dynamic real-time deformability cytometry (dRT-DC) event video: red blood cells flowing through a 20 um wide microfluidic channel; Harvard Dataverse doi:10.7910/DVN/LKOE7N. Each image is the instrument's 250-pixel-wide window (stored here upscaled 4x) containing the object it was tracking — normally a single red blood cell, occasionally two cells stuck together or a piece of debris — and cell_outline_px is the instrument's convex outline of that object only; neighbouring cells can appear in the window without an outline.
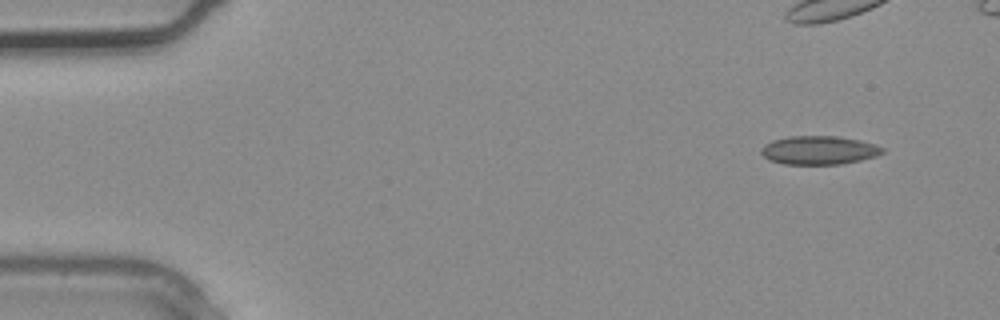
{"species": "common noctule bat (a hibernating species)", "species_latin": "Nyctalus noctula", "temperature_condition": "warm", "stored_images_in_passage": 5, "segment_of_instrument_passage": [1, 2], "camera_frame_rate_fps": 3000, "um_per_image_px": 0.085, "animal": {"sex": "male", "body_mass_g": 20.4}, "frame": {"image": 1, "passage_image": 1, "time_ms": 0.0, "image_size_px": [1000, 320], "cell_outline_px": [[884, 152], [876, 156], [860, 160], [840, 164], [784, 164], [768, 160], [760, 152], [760, 148], [764, 144], [772, 140], [792, 136], [836, 136], [860, 140], [876, 144], [884, 148]], "centroid_in_image_um": [69.6, 12.76], "position_along_channel_um": 15.4, "area_um2": 20.29}}
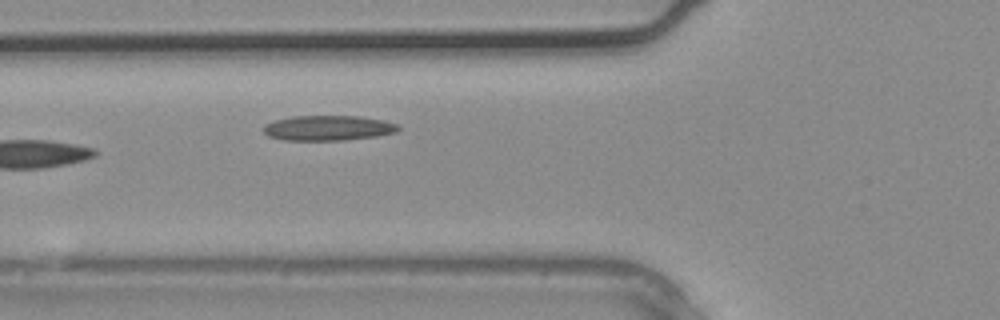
{"frame": {"image": 2, "passage_image": 4, "time_ms": 1.0, "image_size_px": [1000, 320], "cell_outline_px": [[400, 128], [396, 132], [376, 136], [344, 140], [284, 140], [268, 136], [264, 132], [264, 124], [276, 120], [292, 116], [356, 116], [384, 120], [400, 124]], "centroid_in_image_um": [27.91, 10.88], "position_along_channel_um": 97.9, "area_um2": 19.71}}